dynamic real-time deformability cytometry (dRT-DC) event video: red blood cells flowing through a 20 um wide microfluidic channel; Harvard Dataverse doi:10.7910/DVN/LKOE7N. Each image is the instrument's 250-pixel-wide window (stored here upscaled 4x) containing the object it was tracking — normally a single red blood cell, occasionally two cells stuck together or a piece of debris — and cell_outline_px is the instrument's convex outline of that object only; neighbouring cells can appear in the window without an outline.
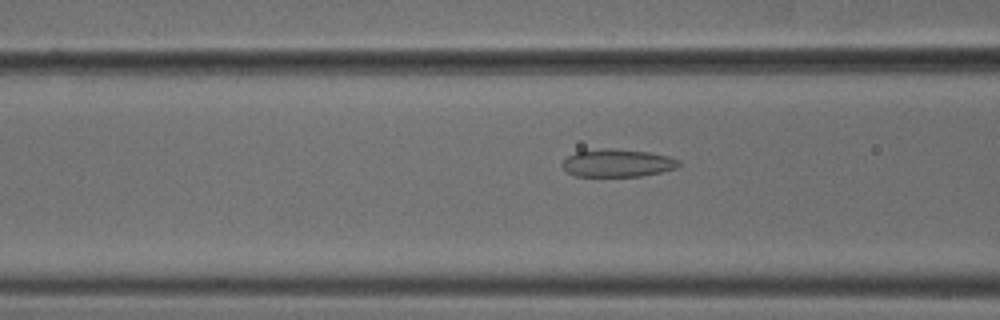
{"species": "common noctule bat (a hibernating species)", "species_latin": "Nyctalus noctula", "temperature_condition": "cold", "stored_images_in_passage": 39, "camera_frame_rate_fps": 3000, "um_per_image_px": 0.085, "animal": {"sex": "male", "body_mass_g": 18.8}, "frame": {"image": 1, "passage_image": 7, "time_ms": 2.0, "image_size_px": [1000, 320], "cell_outline_px": [[680, 164], [676, 168], [660, 172], [640, 176], [576, 176], [568, 172], [560, 164], [568, 156], [576, 152], [600, 148], [612, 148], [648, 152], [668, 156], [680, 160]], "centroid_in_image_um": [52.48, 13.85], "position_along_channel_um": 114.1, "area_um2": 18.79}}
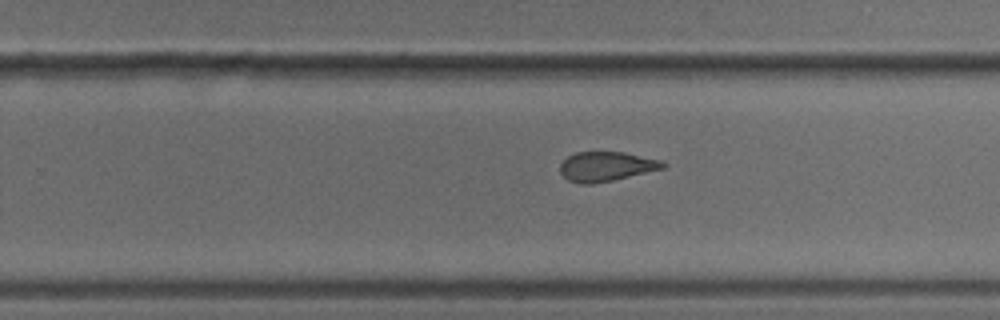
{"frame": {"image": 2, "passage_image": 20, "time_ms": 6.333, "image_size_px": [1000, 320], "cell_outline_px": [[664, 168], [612, 180], [592, 184], [580, 184], [568, 180], [560, 172], [560, 164], [568, 156], [576, 152], [624, 152], [660, 160], [664, 164]], "centroid_in_image_um": [51.48, 14.15], "position_along_channel_um": 278.3, "area_um2": 17.46}}
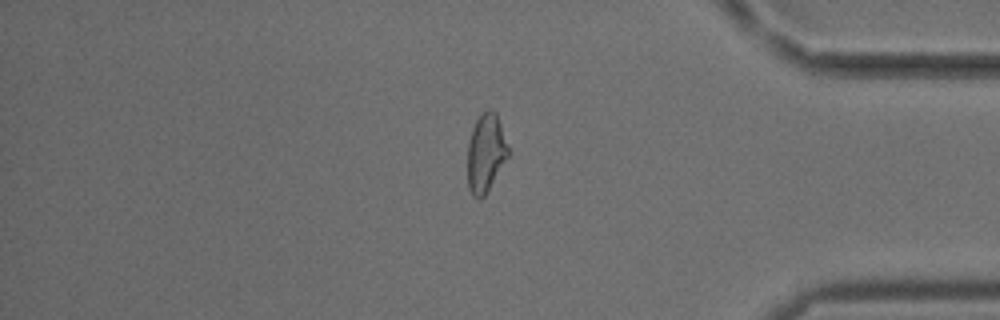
{"frame": {"image": 3, "passage_image": 31, "time_ms": 10.0, "image_size_px": [1000, 320], "cell_outline_px": [[508, 156], [484, 196], [480, 200], [472, 196], [468, 188], [468, 144], [472, 128], [476, 120], [488, 108], [492, 108], [496, 112], [508, 148]], "centroid_in_image_um": [41.27, 13.01], "position_along_channel_um": 393.9, "area_um2": 18.26}, "authors_computed_cell_mechanics": {"area_um2": 18.496, "velocity_mm_per_s": 3.7822, "shape_relaxation_time_tau1_ms": null, "shape_relaxation_time_tau2_ms": 3.0498, "deformation_change_tau1": null, "deformation_change_tau2": 0.1134}}